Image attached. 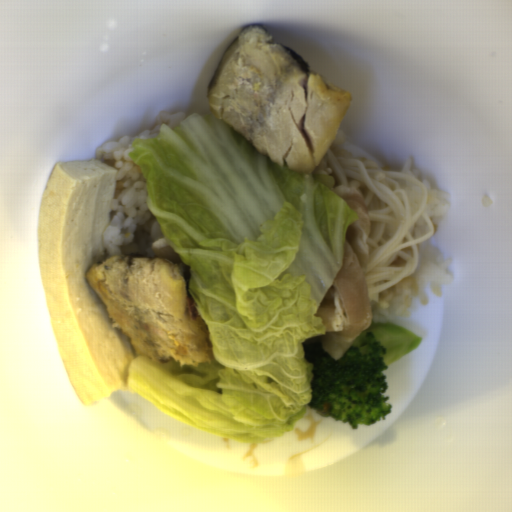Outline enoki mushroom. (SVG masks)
I'll return each mask as SVG.
<instances>
[{
	"instance_id": "obj_1",
	"label": "enoki mushroom",
	"mask_w": 512,
	"mask_h": 512,
	"mask_svg": "<svg viewBox=\"0 0 512 512\" xmlns=\"http://www.w3.org/2000/svg\"><path fill=\"white\" fill-rule=\"evenodd\" d=\"M312 172L332 176V190L354 185L363 194L371 222L368 296L413 275L417 244L435 231L427 211L430 193L426 185L415 176L388 171L373 159L334 157L329 149Z\"/></svg>"
}]
</instances>
